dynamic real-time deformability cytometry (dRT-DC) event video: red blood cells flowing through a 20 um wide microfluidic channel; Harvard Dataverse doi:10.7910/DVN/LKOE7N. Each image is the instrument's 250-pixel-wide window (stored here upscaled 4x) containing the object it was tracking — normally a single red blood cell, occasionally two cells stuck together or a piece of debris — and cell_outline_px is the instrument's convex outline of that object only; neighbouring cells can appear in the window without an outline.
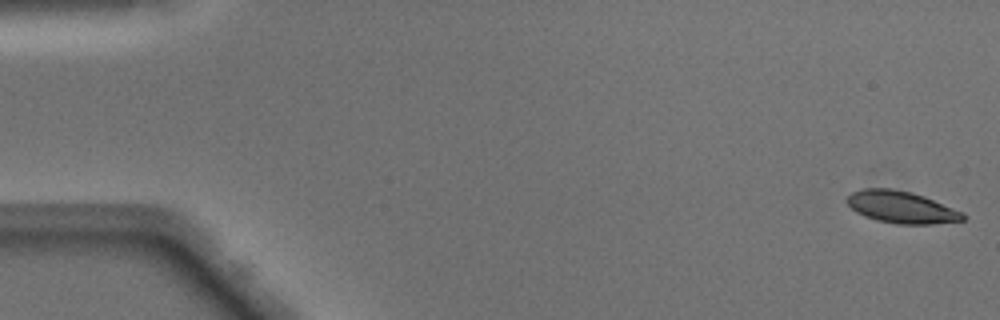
{"species": "Egyptian fruit bat (a non-hibernating species)", "species_latin": "Rousettus aegyptiacus", "temperature_condition": "warm", "stored_images_in_passage": 49, "camera_frame_rate_fps": 3000, "um_per_image_px": 0.085, "animal": {"sex": "male"}, "frame": {"image": 1, "passage_image": 1, "time_ms": 0.0, "image_size_px": [1000, 320], "cell_outline_px": [[968, 216], [964, 220], [932, 224], [896, 224], [876, 220], [864, 216], [856, 212], [844, 200], [852, 192], [860, 188], [892, 188], [912, 192], [924, 196], [964, 212]], "centroid_in_image_um": [76.62, 17.6], "position_along_channel_um": 8.4, "area_um2": 21.91}}
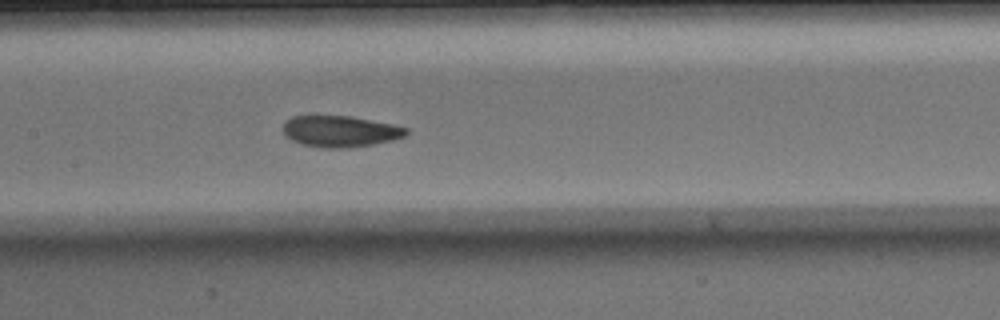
{"frame": {"image": 2, "passage_image": 24, "time_ms": 7.667, "image_size_px": [1000, 320], "cell_outline_px": [[408, 132], [404, 136], [392, 140], [372, 144], [348, 148], [320, 148], [300, 144], [284, 136], [284, 120], [292, 116], [352, 116], [392, 124], [408, 128]], "centroid_in_image_um": [28.88, 11.16], "position_along_channel_um": 178.5, "area_um2": 22.54}}
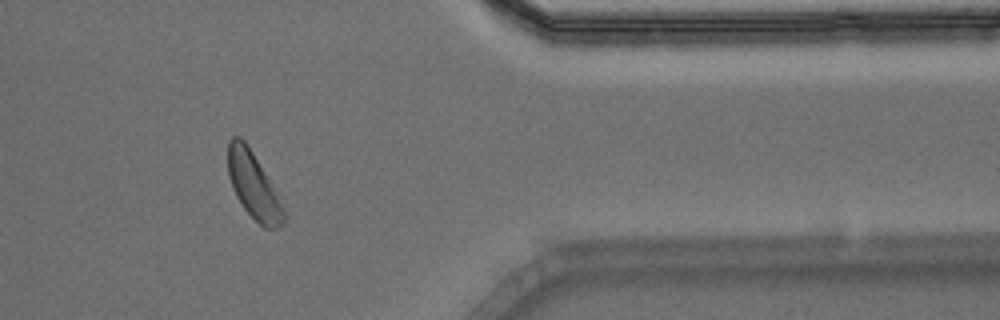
{"frame": {"image": 3, "passage_image": 41, "time_ms": 13.333, "image_size_px": [1000, 320], "cell_outline_px": [[288, 216], [280, 228], [264, 228], [244, 208], [236, 196], [232, 188], [228, 176], [228, 140], [232, 136], [240, 136], [244, 140], [252, 152], [284, 208]], "centroid_in_image_um": [21.53, 15.79], "position_along_channel_um": 389.9, "area_um2": 21.15}, "authors_computed_cell_mechanics": {"area_um2": 22.542, "velocity_mm_per_s": 4.0757, "shape_relaxation_time_tau1_ms": 2.6225, "shape_relaxation_time_tau2_ms": 2.3104, "deformation_change_tau1": 0.1163, "deformation_change_tau2": 0.0731}}